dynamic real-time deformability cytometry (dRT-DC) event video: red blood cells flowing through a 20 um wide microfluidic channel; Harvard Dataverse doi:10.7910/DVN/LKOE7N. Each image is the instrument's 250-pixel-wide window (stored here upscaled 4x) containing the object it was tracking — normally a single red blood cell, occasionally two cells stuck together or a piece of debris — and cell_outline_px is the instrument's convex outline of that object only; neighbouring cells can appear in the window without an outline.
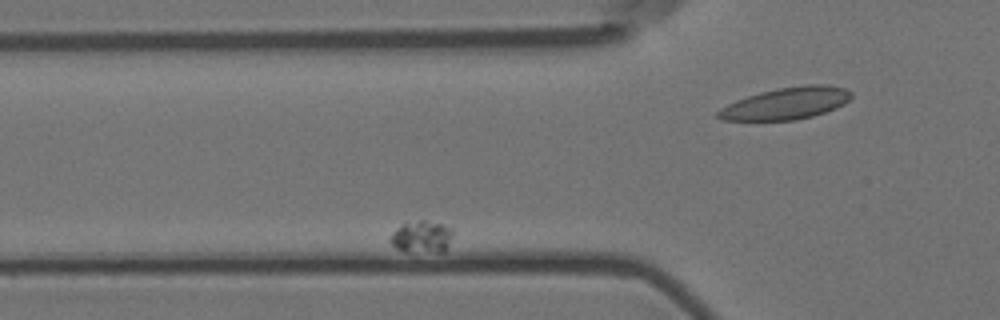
{"species": "Egyptian fruit bat (a non-hibernating species)", "species_latin": "Rousettus aegyptiacus", "temperature_condition": "room temperature", "stored_images_in_passage": 46, "segment_of_instrument_passage": [2, 2], "camera_frame_rate_fps": 3000, "um_per_image_px": 0.085, "animal": {"sex": "female"}, "frame": {"image": 1, "passage_image": 10, "time_ms": 3.0, "image_size_px": [1000, 320], "cell_outline_px": [[452, 236], [444, 252], [436, 252], [396, 248], [388, 240], [392, 232], [400, 224], [420, 220], [424, 220], [440, 224], [452, 228]], "centroid_in_image_um": [35.83, 20.09], "position_along_channel_um": 90.0, "area_um2": 11.33}}
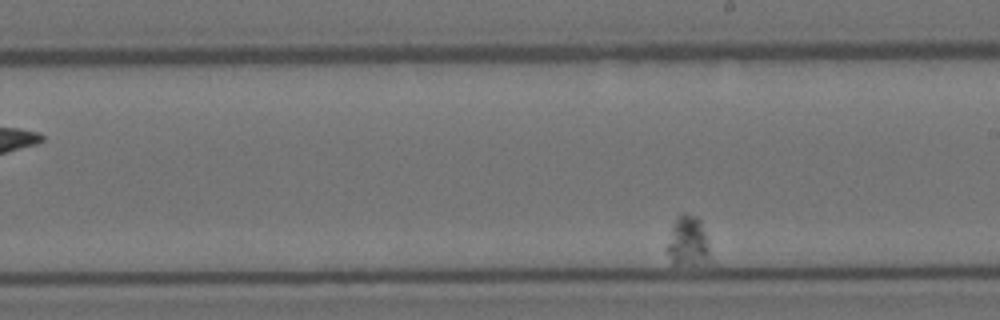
{"frame": {"image": 2, "passage_image": 30, "time_ms": 9.667, "image_size_px": [1000, 320], "cell_outline_px": [[712, 260], [708, 264], [672, 264], [664, 248], [672, 224], [676, 216], [684, 212], [696, 216], [700, 220], [704, 232]], "centroid_in_image_um": [58.43, 20.53], "position_along_channel_um": 230.6, "area_um2": 13.06}}
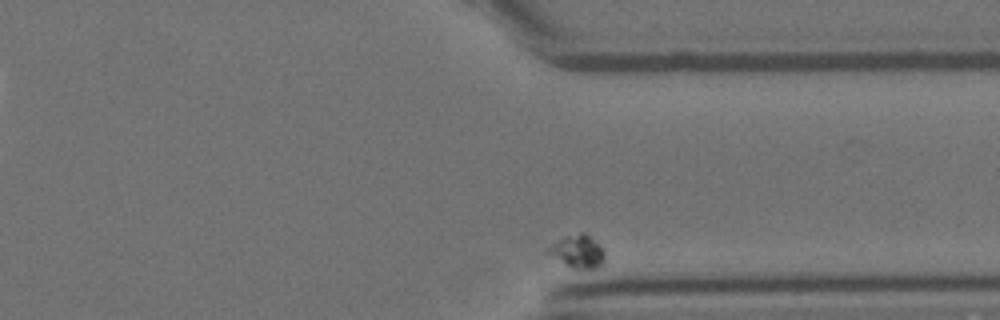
{"frame": {"image": 3, "passage_image": 46, "time_ms": 15.0, "image_size_px": [1000, 320], "cell_outline_px": [[604, 260], [596, 268], [572, 268], [564, 264], [544, 252], [556, 240], [564, 236], [580, 232], [584, 232], [600, 244], [604, 248]], "centroid_in_image_um": [49.08, 21.35], "position_along_channel_um": 362.3, "area_um2": 10.92}}